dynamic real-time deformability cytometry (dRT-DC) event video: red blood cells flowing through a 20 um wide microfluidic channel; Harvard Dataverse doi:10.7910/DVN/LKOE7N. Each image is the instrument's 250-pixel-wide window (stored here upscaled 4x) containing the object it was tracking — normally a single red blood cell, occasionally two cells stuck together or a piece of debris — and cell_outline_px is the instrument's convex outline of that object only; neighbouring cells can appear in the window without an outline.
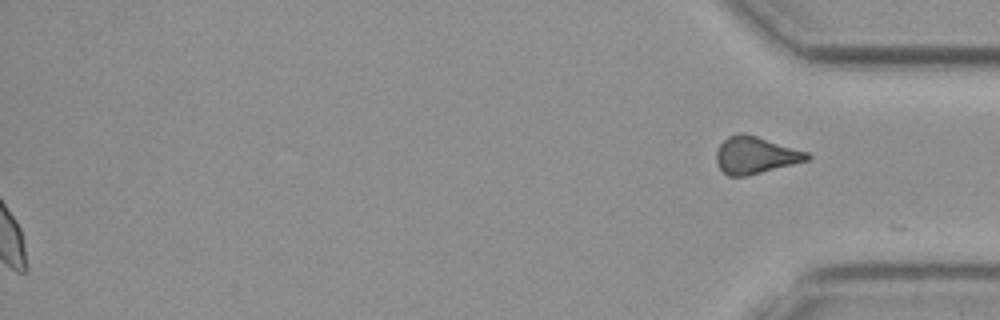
{"species": "common noctule bat (a hibernating species)", "species_latin": "Nyctalus noctula", "temperature_condition": "cold", "stored_images_in_passage": 49, "segment_of_instrument_passage": [2, 2], "camera_frame_rate_fps": 3000, "um_per_image_px": 0.085, "animal": {"sex": "female", "body_mass_g": 19.3, "forearm_length_mm": 54.1}, "frame": {"image": 1, "passage_image": 49, "time_ms": 16.0, "image_size_px": [1000, 320], "cell_outline_px": [[812, 156], [808, 160], [744, 176], [728, 176], [720, 168], [716, 160], [716, 152], [720, 144], [728, 136], [736, 132], [744, 132], [808, 152]], "centroid_in_image_um": [64.19, 13.16], "position_along_channel_um": 371.0, "area_um2": 19.42}}